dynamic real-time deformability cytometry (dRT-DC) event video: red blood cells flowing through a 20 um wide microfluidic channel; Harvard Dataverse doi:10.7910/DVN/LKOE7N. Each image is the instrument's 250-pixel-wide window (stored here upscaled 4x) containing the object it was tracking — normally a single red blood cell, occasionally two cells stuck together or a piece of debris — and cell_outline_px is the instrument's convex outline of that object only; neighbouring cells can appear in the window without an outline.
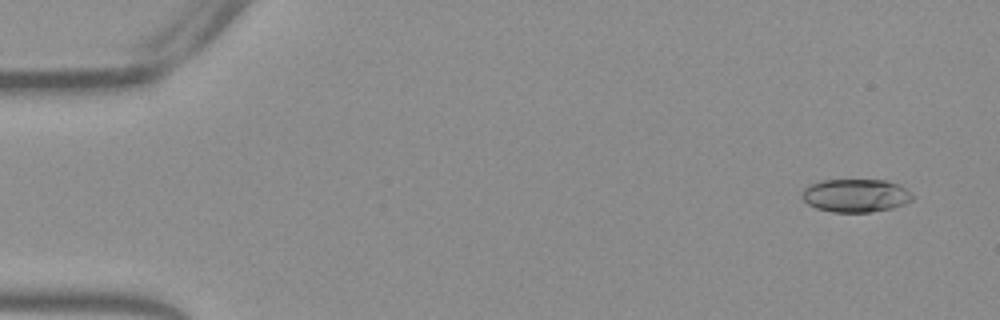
{"species": "Egyptian fruit bat (a non-hibernating species)", "species_latin": "Rousettus aegyptiacus", "temperature_condition": "warm", "stored_images_in_passage": 53, "camera_frame_rate_fps": 3000, "um_per_image_px": 0.085, "frame": {"image": 1, "passage_image": 3, "time_ms": 0.667, "image_size_px": [1000, 320], "cell_outline_px": [[912, 200], [904, 204], [892, 208], [868, 212], [832, 212], [816, 208], [808, 204], [800, 196], [800, 192], [808, 184], [820, 180], [884, 180], [900, 184], [912, 196]], "centroid_in_image_um": [72.67, 16.61], "position_along_channel_um": 12.3, "area_um2": 21.44}}
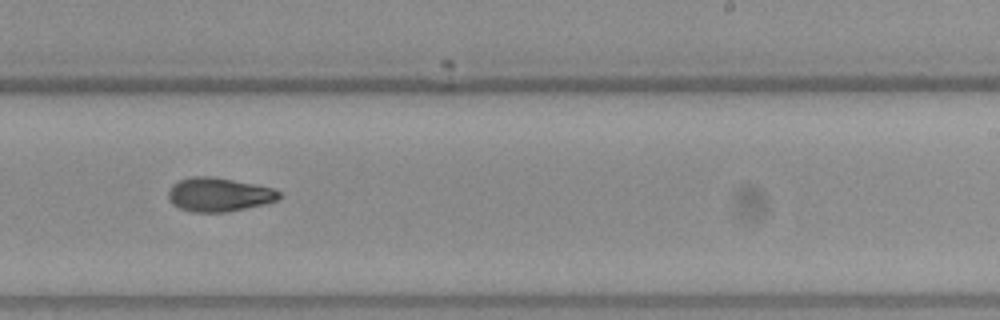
{"frame": {"image": 2, "passage_image": 33, "time_ms": 10.667, "image_size_px": [1000, 320], "cell_outline_px": [[284, 196], [268, 204], [228, 212], [192, 212], [180, 208], [172, 204], [168, 200], [168, 188], [172, 184], [180, 180], [192, 176], [212, 176], [256, 184], [272, 188], [280, 192]], "centroid_in_image_um": [18.62, 16.54], "position_along_channel_um": 270.4, "area_um2": 22.25}}
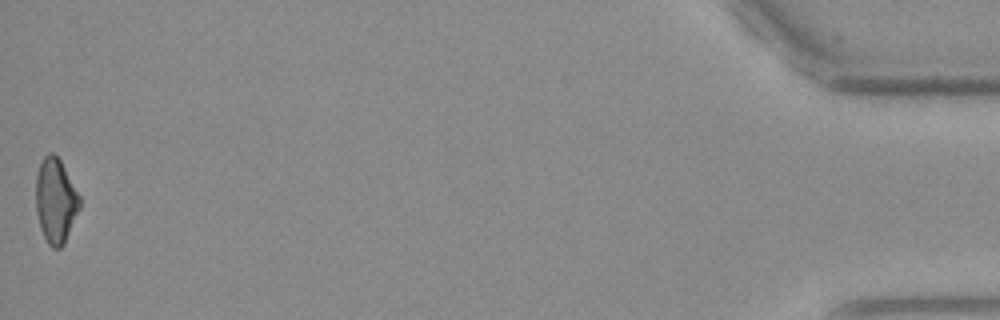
{"frame": {"image": 3, "passage_image": 53, "time_ms": 17.333, "image_size_px": [1000, 320], "cell_outline_px": [[80, 208], [64, 244], [60, 248], [52, 248], [48, 244], [40, 228], [36, 212], [36, 176], [40, 164], [44, 156], [48, 152], [52, 152], [60, 160], [80, 196]], "centroid_in_image_um": [4.72, 17.07], "position_along_channel_um": 430.5, "area_um2": 21.56}, "authors_computed_cell_mechanics": {"area_um2": 21.7328, "velocity_mm_per_s": 3.841, "shape_relaxation_time_tau1_ms": 5.8947, "shape_relaxation_time_tau2_ms": null, "deformation_change_tau1": 0.1764, "deformation_change_tau2": null}}